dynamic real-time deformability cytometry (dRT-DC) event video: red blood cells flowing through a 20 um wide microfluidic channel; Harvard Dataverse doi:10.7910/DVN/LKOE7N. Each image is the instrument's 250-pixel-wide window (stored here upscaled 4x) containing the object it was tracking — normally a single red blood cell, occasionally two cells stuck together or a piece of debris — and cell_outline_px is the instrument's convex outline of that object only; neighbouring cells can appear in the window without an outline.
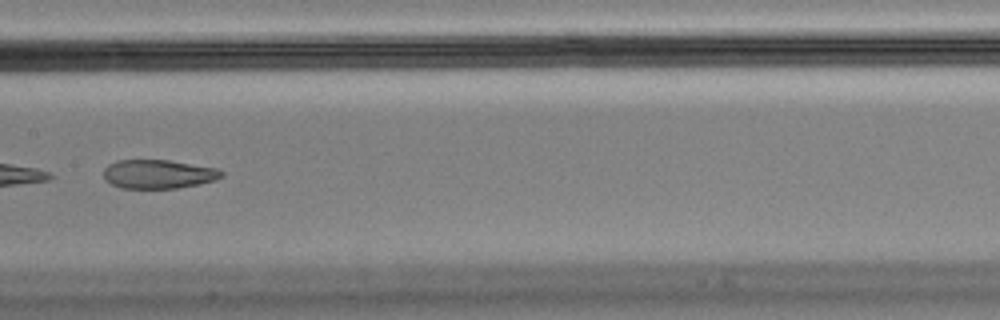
{"species": "Egyptian fruit bat (a non-hibernating species)", "species_latin": "Rousettus aegyptiacus", "temperature_condition": "cold", "stored_images_in_passage": 10, "segment_of_instrument_passage": [2, 2], "camera_frame_rate_fps": 3000, "um_per_image_px": 0.085, "animal": {"sex": "male"}, "frame": {"image": 1, "passage_image": 7, "time_ms": 2.0, "image_size_px": [1000, 320], "cell_outline_px": [[224, 176], [216, 180], [200, 184], [176, 188], [120, 188], [104, 180], [104, 168], [108, 164], [116, 160], [168, 160], [216, 168], [224, 172]], "centroid_in_image_um": [13.45, 14.8], "position_along_channel_um": 193.9, "area_um2": 19.94}}